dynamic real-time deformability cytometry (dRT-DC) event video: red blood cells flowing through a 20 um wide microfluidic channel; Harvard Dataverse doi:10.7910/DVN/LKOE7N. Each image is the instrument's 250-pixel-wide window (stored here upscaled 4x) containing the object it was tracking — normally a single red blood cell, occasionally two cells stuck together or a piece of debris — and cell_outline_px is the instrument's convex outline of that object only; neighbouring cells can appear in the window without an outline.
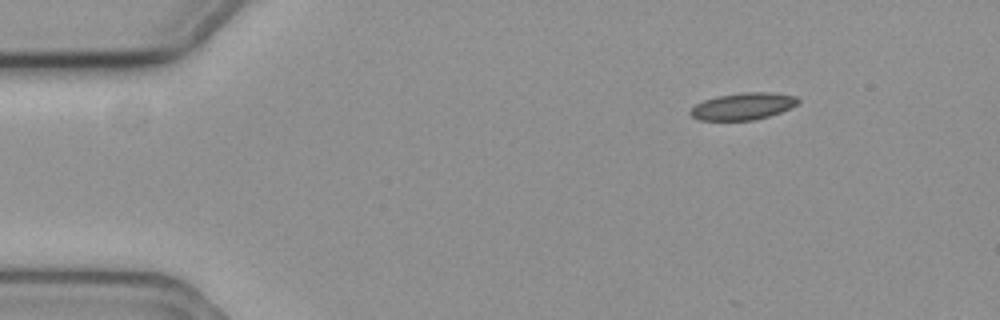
{"species": "common noctule bat (a hibernating species)", "species_latin": "Nyctalus noctula", "temperature_condition": "cold", "stored_images_in_passage": 8, "camera_frame_rate_fps": 3000, "um_per_image_px": 0.085, "animal": {"sex": "female", "body_mass_g": 19.3, "forearm_length_mm": 54.1}, "frame": {"image": 1, "passage_image": 1, "time_ms": 0.0, "image_size_px": [1000, 320], "cell_outline_px": [[800, 100], [792, 108], [768, 116], [752, 120], [700, 120], [692, 116], [688, 112], [696, 104], [704, 100], [716, 96], [744, 92], [768, 92], [796, 96]], "centroid_in_image_um": [63.15, 9.03], "position_along_channel_um": 21.8, "area_um2": 16.82}}